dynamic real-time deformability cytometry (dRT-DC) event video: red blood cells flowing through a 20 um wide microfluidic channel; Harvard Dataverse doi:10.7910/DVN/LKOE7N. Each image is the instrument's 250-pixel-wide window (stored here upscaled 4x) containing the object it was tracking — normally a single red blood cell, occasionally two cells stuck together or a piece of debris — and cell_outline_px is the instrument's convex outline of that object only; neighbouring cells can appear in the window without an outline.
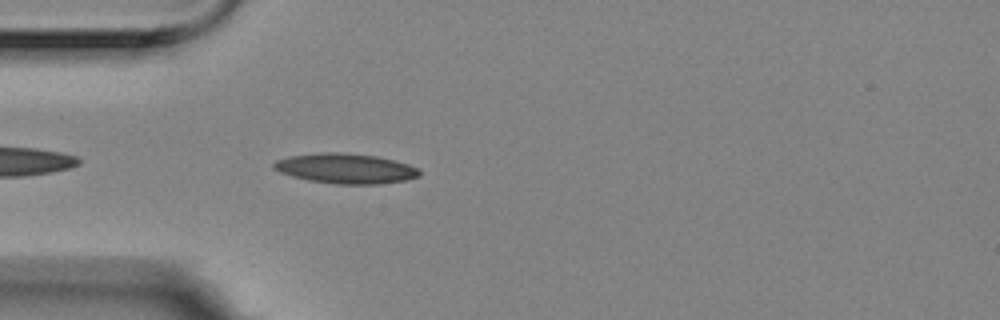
{"species": "Egyptian fruit bat (a non-hibernating species)", "species_latin": "Rousettus aegyptiacus", "temperature_condition": "room temperature", "stored_images_in_passage": 4, "camera_frame_rate_fps": 3000, "um_per_image_px": 0.085, "animal": {"sex": "female"}, "frame": {"image": 1, "passage_image": 4, "time_ms": 1.0, "image_size_px": [1000, 320], "cell_outline_px": [[420, 176], [404, 180], [380, 184], [336, 184], [308, 180], [292, 176], [280, 172], [272, 168], [272, 164], [276, 160], [288, 156], [320, 152], [340, 152], [376, 156], [408, 164], [416, 168], [420, 172]], "centroid_in_image_um": [29.33, 14.32], "position_along_channel_um": 55.7, "area_um2": 25.43}}